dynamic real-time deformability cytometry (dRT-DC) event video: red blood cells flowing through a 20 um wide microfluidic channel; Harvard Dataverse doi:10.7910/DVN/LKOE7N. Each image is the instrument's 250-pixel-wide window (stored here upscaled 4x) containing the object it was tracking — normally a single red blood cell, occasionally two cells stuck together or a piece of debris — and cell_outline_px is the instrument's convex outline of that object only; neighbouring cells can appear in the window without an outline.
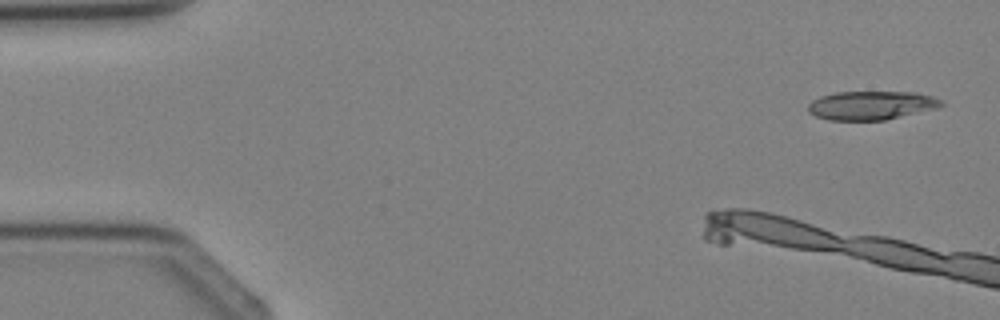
{"species": "Egyptian fruit bat (a non-hibernating species)", "species_latin": "Rousettus aegyptiacus", "temperature_condition": "cold", "stored_images_in_passage": 3, "camera_frame_rate_fps": 3000, "um_per_image_px": 0.085, "animal": {"sex": "female"}, "frame": {"image": 1, "passage_image": 1, "time_ms": 0.0, "image_size_px": [1000, 320], "cell_outline_px": [[944, 104], [936, 108], [884, 120], [828, 120], [816, 116], [808, 112], [808, 104], [812, 100], [820, 96], [836, 92], [916, 92], [932, 96], [940, 100]], "centroid_in_image_um": [74.02, 8.95], "position_along_channel_um": 11.0, "area_um2": 22.2}}